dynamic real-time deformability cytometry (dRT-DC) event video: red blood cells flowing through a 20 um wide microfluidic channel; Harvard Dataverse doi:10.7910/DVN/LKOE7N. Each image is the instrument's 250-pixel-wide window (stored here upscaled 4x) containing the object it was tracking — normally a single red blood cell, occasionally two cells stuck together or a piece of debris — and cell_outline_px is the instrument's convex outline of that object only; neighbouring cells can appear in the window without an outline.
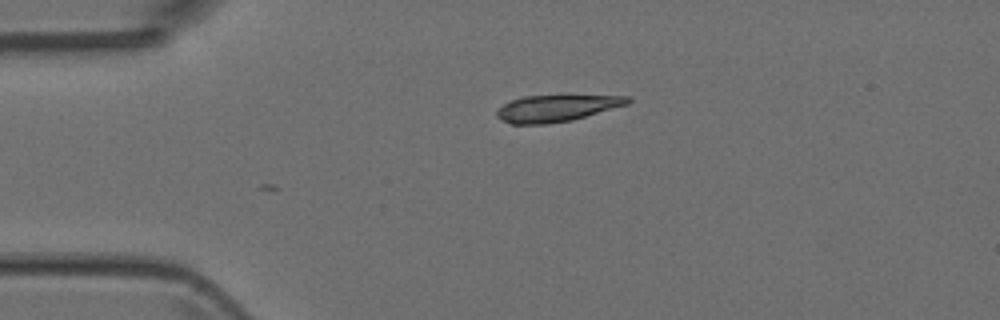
{"species": "Egyptian fruit bat (a non-hibernating species)", "species_latin": "Rousettus aegyptiacus", "temperature_condition": "room temperature", "stored_images_in_passage": 3, "camera_frame_rate_fps": 3000, "um_per_image_px": 0.085, "animal": {"sex": "female"}, "frame": {"image": 1, "passage_image": 1, "time_ms": 0.0, "image_size_px": [1000, 320], "cell_outline_px": [[632, 100], [628, 104], [572, 120], [548, 124], [512, 124], [496, 116], [496, 112], [504, 104], [512, 100], [524, 96], [564, 92], [628, 96]], "centroid_in_image_um": [47.4, 9.12], "position_along_channel_um": 37.6, "area_um2": 21.44}}
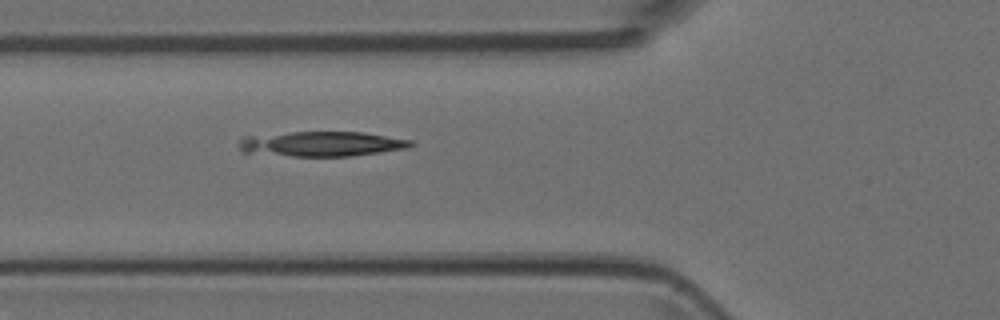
{"frame": {"image": 2, "passage_image": 3, "time_ms": 0.667, "image_size_px": [1000, 320], "cell_outline_px": [[416, 144], [408, 148], [352, 156], [292, 156], [240, 152], [240, 140], [244, 136], [292, 132], [364, 132], [412, 140]], "centroid_in_image_um": [27.36, 12.23], "position_along_channel_um": 98.4, "area_um2": 25.03}}